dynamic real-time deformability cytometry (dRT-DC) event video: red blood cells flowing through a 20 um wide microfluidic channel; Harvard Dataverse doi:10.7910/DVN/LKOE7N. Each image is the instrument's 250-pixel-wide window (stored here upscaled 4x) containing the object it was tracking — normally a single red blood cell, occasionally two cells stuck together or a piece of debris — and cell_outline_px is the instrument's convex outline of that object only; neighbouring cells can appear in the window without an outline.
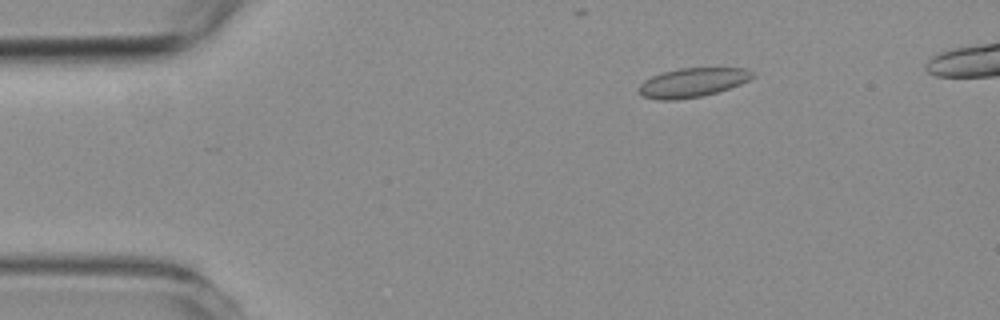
{"species": "common noctule bat (a hibernating species)", "species_latin": "Nyctalus noctula", "temperature_condition": "room temperature", "stored_images_in_passage": 31, "camera_frame_rate_fps": 3000, "um_per_image_px": 0.085, "animal": {"sex": "female", "body_mass_g": 19.3, "forearm_length_mm": 54.1}, "frame": {"image": 1, "passage_image": 5, "time_ms": 1.333, "image_size_px": [1000, 320], "cell_outline_px": [[752, 76], [748, 80], [740, 84], [716, 92], [700, 96], [676, 100], [660, 100], [644, 96], [640, 92], [640, 84], [644, 80], [652, 76], [664, 72], [680, 68], [744, 68], [752, 72]], "centroid_in_image_um": [58.84, 7.01], "position_along_channel_um": 26.2, "area_um2": 18.84}}
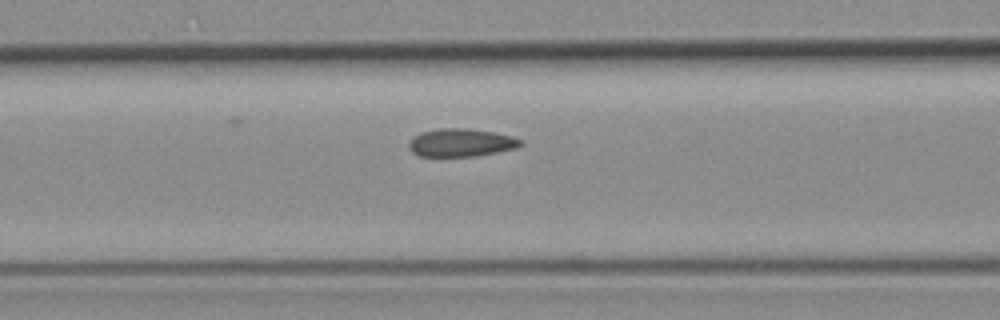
{"frame": {"image": 2, "passage_image": 18, "time_ms": 5.667, "image_size_px": [1000, 320], "cell_outline_px": [[524, 144], [516, 148], [476, 156], [420, 156], [412, 152], [408, 148], [408, 144], [412, 136], [420, 132], [440, 128], [468, 128], [492, 132], [512, 136], [524, 140]], "centroid_in_image_um": [39.18, 12.12], "position_along_channel_um": 127.4, "area_um2": 18.38}}
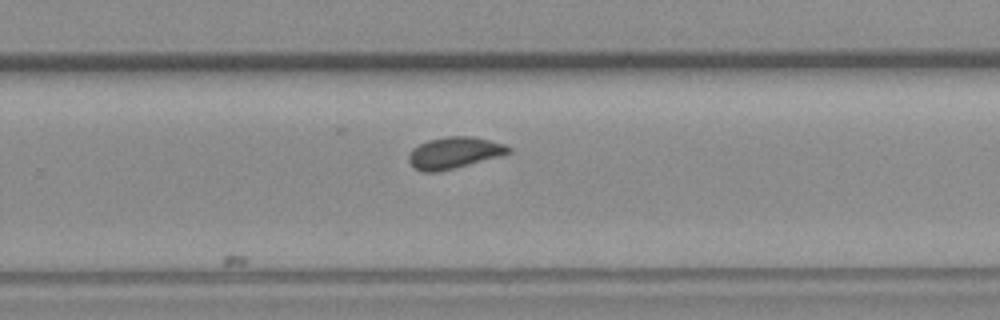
{"frame": {"image": 3, "passage_image": 31, "time_ms": 10.0, "image_size_px": [1000, 320], "cell_outline_px": [[512, 152], [500, 156], [436, 172], [424, 172], [416, 168], [408, 160], [408, 156], [412, 148], [428, 140], [448, 136], [472, 136], [504, 144], [512, 148]], "centroid_in_image_um": [38.61, 12.97], "position_along_channel_um": 291.2, "area_um2": 18.03}}